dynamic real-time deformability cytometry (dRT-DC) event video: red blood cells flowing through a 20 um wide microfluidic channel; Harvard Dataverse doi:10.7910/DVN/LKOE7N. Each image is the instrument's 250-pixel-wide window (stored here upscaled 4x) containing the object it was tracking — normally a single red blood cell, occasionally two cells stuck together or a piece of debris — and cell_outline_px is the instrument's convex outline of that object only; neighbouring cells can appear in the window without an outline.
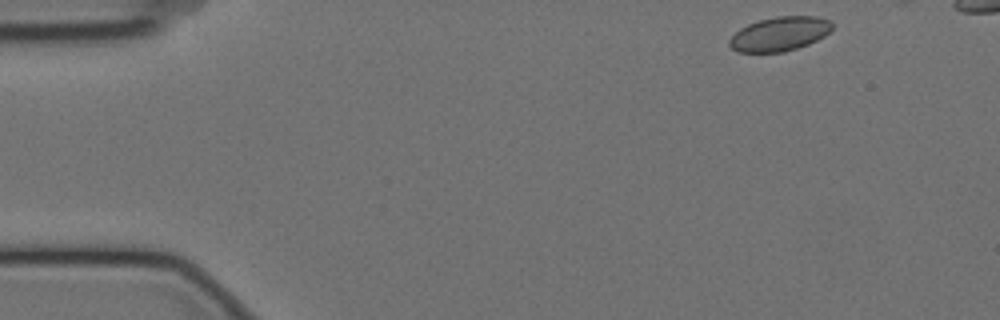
{"species": "Egyptian fruit bat (a non-hibernating species)", "species_latin": "Rousettus aegyptiacus", "temperature_condition": "cold", "stored_images_in_passage": 49, "camera_frame_rate_fps": 3000, "um_per_image_px": 0.085, "animal": {"sex": "female"}, "frame": {"image": 1, "passage_image": 1, "time_ms": 0.0, "image_size_px": [1000, 320], "cell_outline_px": [[832, 28], [824, 36], [808, 44], [784, 52], [736, 52], [728, 44], [728, 40], [740, 28], [748, 24], [760, 20], [776, 16], [816, 16], [832, 20]], "centroid_in_image_um": [66.26, 2.88], "position_along_channel_um": 18.7, "area_um2": 20.46}}
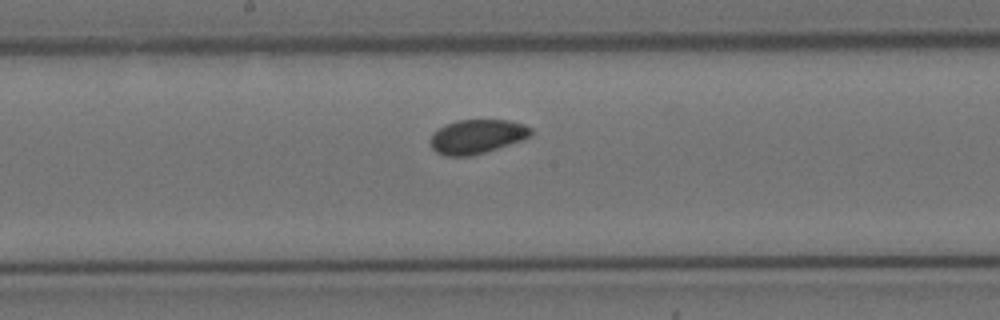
{"frame": {"image": 2, "passage_image": 25, "time_ms": 8.0, "image_size_px": [1000, 320], "cell_outline_px": [[532, 136], [524, 140], [472, 156], [444, 156], [436, 152], [428, 144], [428, 140], [432, 132], [444, 124], [456, 120], [508, 120], [524, 124], [532, 128]], "centroid_in_image_um": [40.51, 11.61], "position_along_channel_um": 207.7, "area_um2": 20.52}}
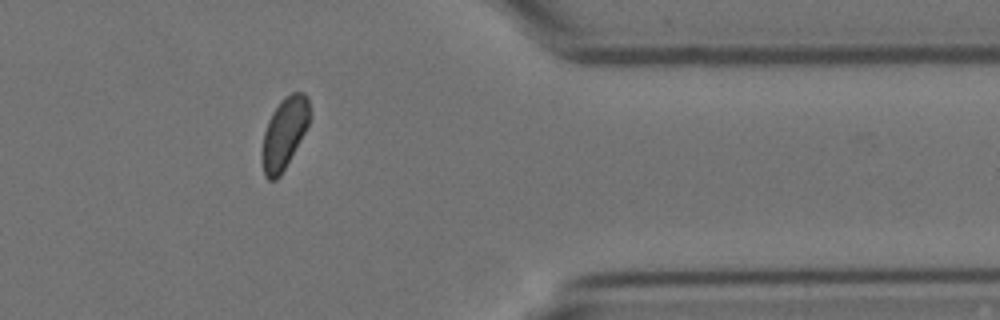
{"frame": {"image": 3, "passage_image": 42, "time_ms": 13.667, "image_size_px": [1000, 320], "cell_outline_px": [[312, 116], [304, 132], [280, 176], [276, 180], [268, 180], [264, 176], [260, 152], [264, 132], [268, 120], [272, 112], [280, 100], [284, 96], [292, 92], [304, 92], [308, 96]], "centroid_in_image_um": [24.15, 11.29], "position_along_channel_um": 387.2, "area_um2": 20.06}, "authors_computed_cell_mechanics": {"area_um2": 20.519, "velocity_mm_per_s": 3.4906, "shape_relaxation_time_tau1_ms": 7.2313, "shape_relaxation_time_tau2_ms": null, "deformation_change_tau1": 0.0657, "deformation_change_tau2": null}}